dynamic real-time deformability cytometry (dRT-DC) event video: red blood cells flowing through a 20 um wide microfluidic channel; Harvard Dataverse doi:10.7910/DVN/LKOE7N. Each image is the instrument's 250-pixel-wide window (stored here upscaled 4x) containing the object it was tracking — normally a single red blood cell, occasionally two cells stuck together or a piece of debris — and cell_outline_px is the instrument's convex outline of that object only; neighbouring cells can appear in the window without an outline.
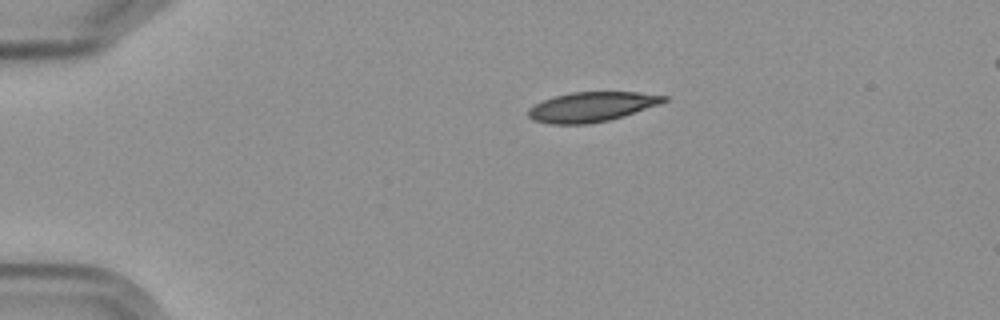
{"species": "Egyptian fruit bat (a non-hibernating species)", "species_latin": "Rousettus aegyptiacus", "temperature_condition": "cold", "stored_images_in_passage": 3, "segment_of_instrument_passage": [1, 2], "camera_frame_rate_fps": 3000, "um_per_image_px": 0.085, "frame": {"image": 1, "passage_image": 1, "time_ms": 0.0, "image_size_px": [1000, 320], "cell_outline_px": [[668, 100], [660, 104], [624, 116], [608, 120], [588, 124], [548, 124], [532, 120], [528, 116], [528, 108], [544, 100], [556, 96], [572, 92], [636, 92], [668, 96]], "centroid_in_image_um": [50.29, 9.09], "position_along_channel_um": 34.7, "area_um2": 23.47}}